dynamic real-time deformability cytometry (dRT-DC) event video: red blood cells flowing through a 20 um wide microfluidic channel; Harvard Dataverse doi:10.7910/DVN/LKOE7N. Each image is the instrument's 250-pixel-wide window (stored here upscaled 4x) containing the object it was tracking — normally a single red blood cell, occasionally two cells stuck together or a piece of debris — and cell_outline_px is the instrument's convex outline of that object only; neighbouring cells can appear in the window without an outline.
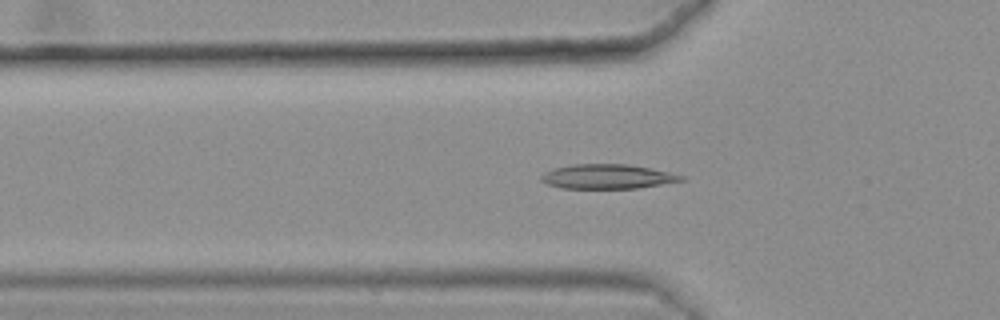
{"species": "common noctule bat (a hibernating species)", "species_latin": "Nyctalus noctula", "temperature_condition": "warm", "stored_images_in_passage": 32, "camera_frame_rate_fps": 3000, "um_per_image_px": 0.085, "animal": {"sex": "female", "body_mass_g": 25.1}, "frame": {"image": 1, "passage_image": 3, "time_ms": 0.667, "image_size_px": [1000, 320], "cell_outline_px": [[684, 180], [636, 188], [560, 188], [548, 184], [540, 180], [540, 176], [544, 172], [552, 168], [572, 164], [628, 164], [668, 172], [684, 176]], "centroid_in_image_um": [51.55, 15.0], "position_along_channel_um": 74.2, "area_um2": 19.83}}
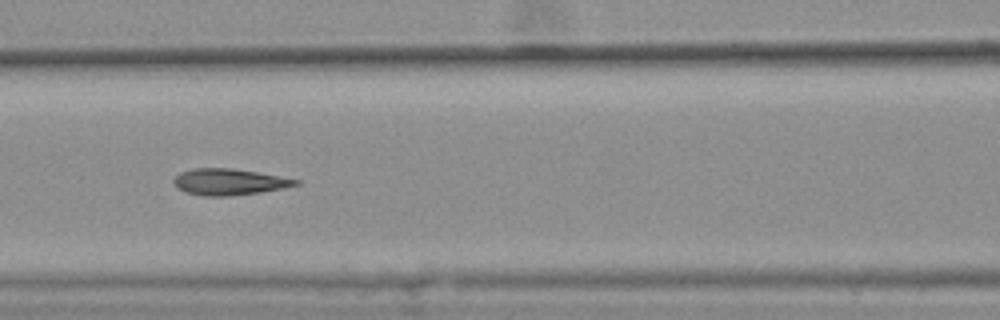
{"frame": {"image": 2, "passage_image": 9, "time_ms": 2.667, "image_size_px": [1000, 320], "cell_outline_px": [[300, 184], [284, 188], [260, 192], [228, 196], [204, 196], [184, 192], [176, 188], [172, 180], [180, 172], [192, 168], [232, 168], [280, 176], [300, 180]], "centroid_in_image_um": [19.44, 15.46], "position_along_channel_um": 147.2, "area_um2": 18.79}}
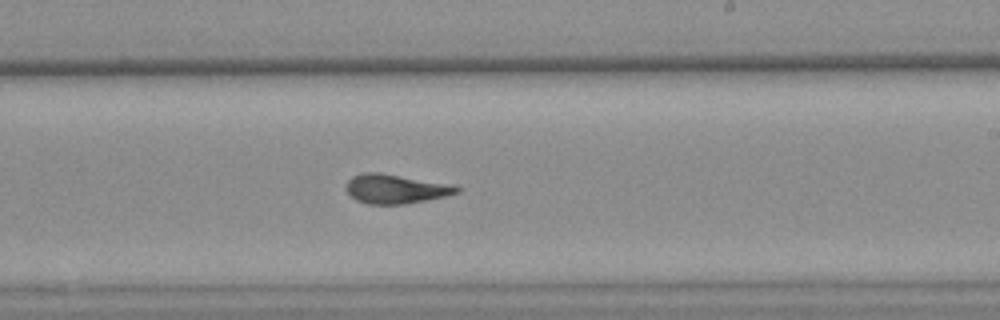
{"frame": {"image": 3, "passage_image": 18, "time_ms": 5.667, "image_size_px": [1000, 320], "cell_outline_px": [[460, 192], [444, 196], [404, 204], [368, 204], [356, 200], [348, 192], [348, 180], [352, 176], [364, 172], [380, 172], [456, 184], [460, 188]], "centroid_in_image_um": [33.68, 16.03], "position_along_channel_um": 255.3, "area_um2": 18.9}, "authors_computed_cell_mechanics": {"area_um2": 18.785, "velocity_mm_per_s": 3.6188, "shape_relaxation_time_tau1_ms": 9.9029, "shape_relaxation_time_tau2_ms": 1.5058, "deformation_change_tau1": 0.2413, "deformation_change_tau2": 0.0902}}